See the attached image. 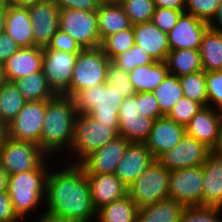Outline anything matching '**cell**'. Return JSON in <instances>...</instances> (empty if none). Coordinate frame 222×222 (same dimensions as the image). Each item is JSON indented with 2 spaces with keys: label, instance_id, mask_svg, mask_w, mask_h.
<instances>
[{
  "label": "cell",
  "instance_id": "1",
  "mask_svg": "<svg viewBox=\"0 0 222 222\" xmlns=\"http://www.w3.org/2000/svg\"><path fill=\"white\" fill-rule=\"evenodd\" d=\"M61 163L58 166L56 162L54 168L52 165L47 175L45 210L42 212L45 216L63 222L95 221L96 210L91 201V189L84 169L79 164L63 160Z\"/></svg>",
  "mask_w": 222,
  "mask_h": 222
},
{
  "label": "cell",
  "instance_id": "2",
  "mask_svg": "<svg viewBox=\"0 0 222 222\" xmlns=\"http://www.w3.org/2000/svg\"><path fill=\"white\" fill-rule=\"evenodd\" d=\"M76 116L77 112L71 96L55 94L52 98L46 100L40 148L48 156L55 158V162L56 159H63L61 156L67 154L70 150L74 137Z\"/></svg>",
  "mask_w": 222,
  "mask_h": 222
},
{
  "label": "cell",
  "instance_id": "3",
  "mask_svg": "<svg viewBox=\"0 0 222 222\" xmlns=\"http://www.w3.org/2000/svg\"><path fill=\"white\" fill-rule=\"evenodd\" d=\"M53 159V157L48 156L33 170L9 175L7 193L15 213L23 222L26 221L27 216L35 221V219L45 215L44 212L40 213L39 209H42L41 207L44 205L45 183L50 168L55 164L54 161H51ZM34 211L36 212L35 215H33Z\"/></svg>",
  "mask_w": 222,
  "mask_h": 222
},
{
  "label": "cell",
  "instance_id": "4",
  "mask_svg": "<svg viewBox=\"0 0 222 222\" xmlns=\"http://www.w3.org/2000/svg\"><path fill=\"white\" fill-rule=\"evenodd\" d=\"M118 126L119 124L99 123L88 114H77L73 142L69 155H63L64 162L79 164L90 153L118 137Z\"/></svg>",
  "mask_w": 222,
  "mask_h": 222
},
{
  "label": "cell",
  "instance_id": "5",
  "mask_svg": "<svg viewBox=\"0 0 222 222\" xmlns=\"http://www.w3.org/2000/svg\"><path fill=\"white\" fill-rule=\"evenodd\" d=\"M71 97L77 114H88L99 123L119 124L118 112L125 97L113 86L94 85Z\"/></svg>",
  "mask_w": 222,
  "mask_h": 222
},
{
  "label": "cell",
  "instance_id": "6",
  "mask_svg": "<svg viewBox=\"0 0 222 222\" xmlns=\"http://www.w3.org/2000/svg\"><path fill=\"white\" fill-rule=\"evenodd\" d=\"M170 170L157 159L128 186V196L138 208L169 198Z\"/></svg>",
  "mask_w": 222,
  "mask_h": 222
},
{
  "label": "cell",
  "instance_id": "7",
  "mask_svg": "<svg viewBox=\"0 0 222 222\" xmlns=\"http://www.w3.org/2000/svg\"><path fill=\"white\" fill-rule=\"evenodd\" d=\"M47 157L34 143L14 140L5 134L0 140V165L8 175L33 170Z\"/></svg>",
  "mask_w": 222,
  "mask_h": 222
},
{
  "label": "cell",
  "instance_id": "8",
  "mask_svg": "<svg viewBox=\"0 0 222 222\" xmlns=\"http://www.w3.org/2000/svg\"><path fill=\"white\" fill-rule=\"evenodd\" d=\"M111 60L101 47L86 48L77 54L70 84V96L94 85L106 83V70Z\"/></svg>",
  "mask_w": 222,
  "mask_h": 222
},
{
  "label": "cell",
  "instance_id": "9",
  "mask_svg": "<svg viewBox=\"0 0 222 222\" xmlns=\"http://www.w3.org/2000/svg\"><path fill=\"white\" fill-rule=\"evenodd\" d=\"M59 29L69 34L83 49L101 47L97 10H60Z\"/></svg>",
  "mask_w": 222,
  "mask_h": 222
},
{
  "label": "cell",
  "instance_id": "10",
  "mask_svg": "<svg viewBox=\"0 0 222 222\" xmlns=\"http://www.w3.org/2000/svg\"><path fill=\"white\" fill-rule=\"evenodd\" d=\"M46 100L27 101L16 118L4 128V134L14 140L31 142L40 147Z\"/></svg>",
  "mask_w": 222,
  "mask_h": 222
},
{
  "label": "cell",
  "instance_id": "11",
  "mask_svg": "<svg viewBox=\"0 0 222 222\" xmlns=\"http://www.w3.org/2000/svg\"><path fill=\"white\" fill-rule=\"evenodd\" d=\"M77 54L43 49L42 72L54 94L70 96V84Z\"/></svg>",
  "mask_w": 222,
  "mask_h": 222
},
{
  "label": "cell",
  "instance_id": "12",
  "mask_svg": "<svg viewBox=\"0 0 222 222\" xmlns=\"http://www.w3.org/2000/svg\"><path fill=\"white\" fill-rule=\"evenodd\" d=\"M203 182L202 165L170 171L169 198L185 207H201Z\"/></svg>",
  "mask_w": 222,
  "mask_h": 222
},
{
  "label": "cell",
  "instance_id": "13",
  "mask_svg": "<svg viewBox=\"0 0 222 222\" xmlns=\"http://www.w3.org/2000/svg\"><path fill=\"white\" fill-rule=\"evenodd\" d=\"M118 118V135L129 142L136 143H145L155 122V119L140 115L136 94L124 98L119 108Z\"/></svg>",
  "mask_w": 222,
  "mask_h": 222
},
{
  "label": "cell",
  "instance_id": "14",
  "mask_svg": "<svg viewBox=\"0 0 222 222\" xmlns=\"http://www.w3.org/2000/svg\"><path fill=\"white\" fill-rule=\"evenodd\" d=\"M210 148L185 133L181 141L171 150L163 153L157 160L170 171L201 166Z\"/></svg>",
  "mask_w": 222,
  "mask_h": 222
},
{
  "label": "cell",
  "instance_id": "15",
  "mask_svg": "<svg viewBox=\"0 0 222 222\" xmlns=\"http://www.w3.org/2000/svg\"><path fill=\"white\" fill-rule=\"evenodd\" d=\"M32 20L36 47L46 48L59 30V11L54 0H45L26 6Z\"/></svg>",
  "mask_w": 222,
  "mask_h": 222
},
{
  "label": "cell",
  "instance_id": "16",
  "mask_svg": "<svg viewBox=\"0 0 222 222\" xmlns=\"http://www.w3.org/2000/svg\"><path fill=\"white\" fill-rule=\"evenodd\" d=\"M130 143L127 139L118 136L102 148L90 153L79 165L85 173L114 174Z\"/></svg>",
  "mask_w": 222,
  "mask_h": 222
},
{
  "label": "cell",
  "instance_id": "17",
  "mask_svg": "<svg viewBox=\"0 0 222 222\" xmlns=\"http://www.w3.org/2000/svg\"><path fill=\"white\" fill-rule=\"evenodd\" d=\"M208 28L209 23L183 12L177 24L167 33L170 51L184 48L199 50L203 35Z\"/></svg>",
  "mask_w": 222,
  "mask_h": 222
},
{
  "label": "cell",
  "instance_id": "18",
  "mask_svg": "<svg viewBox=\"0 0 222 222\" xmlns=\"http://www.w3.org/2000/svg\"><path fill=\"white\" fill-rule=\"evenodd\" d=\"M222 111L210 106L202 107L185 126L186 134L215 149L219 142Z\"/></svg>",
  "mask_w": 222,
  "mask_h": 222
},
{
  "label": "cell",
  "instance_id": "19",
  "mask_svg": "<svg viewBox=\"0 0 222 222\" xmlns=\"http://www.w3.org/2000/svg\"><path fill=\"white\" fill-rule=\"evenodd\" d=\"M202 170L204 184L201 207L222 209V154L210 149Z\"/></svg>",
  "mask_w": 222,
  "mask_h": 222
},
{
  "label": "cell",
  "instance_id": "20",
  "mask_svg": "<svg viewBox=\"0 0 222 222\" xmlns=\"http://www.w3.org/2000/svg\"><path fill=\"white\" fill-rule=\"evenodd\" d=\"M185 127L169 119L167 116L157 118L153 124L145 145L154 159L174 148L185 135Z\"/></svg>",
  "mask_w": 222,
  "mask_h": 222
},
{
  "label": "cell",
  "instance_id": "21",
  "mask_svg": "<svg viewBox=\"0 0 222 222\" xmlns=\"http://www.w3.org/2000/svg\"><path fill=\"white\" fill-rule=\"evenodd\" d=\"M153 160L154 157L145 143L131 142L119 161L114 174L128 187Z\"/></svg>",
  "mask_w": 222,
  "mask_h": 222
},
{
  "label": "cell",
  "instance_id": "22",
  "mask_svg": "<svg viewBox=\"0 0 222 222\" xmlns=\"http://www.w3.org/2000/svg\"><path fill=\"white\" fill-rule=\"evenodd\" d=\"M86 177L91 189V201L96 211L128 195V187L115 174L86 173Z\"/></svg>",
  "mask_w": 222,
  "mask_h": 222
},
{
  "label": "cell",
  "instance_id": "23",
  "mask_svg": "<svg viewBox=\"0 0 222 222\" xmlns=\"http://www.w3.org/2000/svg\"><path fill=\"white\" fill-rule=\"evenodd\" d=\"M43 48L21 47L2 66L5 81L14 82L33 72L42 71Z\"/></svg>",
  "mask_w": 222,
  "mask_h": 222
},
{
  "label": "cell",
  "instance_id": "24",
  "mask_svg": "<svg viewBox=\"0 0 222 222\" xmlns=\"http://www.w3.org/2000/svg\"><path fill=\"white\" fill-rule=\"evenodd\" d=\"M134 41L156 62L166 61L170 52L167 33L157 28L151 21L134 25Z\"/></svg>",
  "mask_w": 222,
  "mask_h": 222
},
{
  "label": "cell",
  "instance_id": "25",
  "mask_svg": "<svg viewBox=\"0 0 222 222\" xmlns=\"http://www.w3.org/2000/svg\"><path fill=\"white\" fill-rule=\"evenodd\" d=\"M5 33L20 47L35 46L32 20L27 7L5 3Z\"/></svg>",
  "mask_w": 222,
  "mask_h": 222
},
{
  "label": "cell",
  "instance_id": "26",
  "mask_svg": "<svg viewBox=\"0 0 222 222\" xmlns=\"http://www.w3.org/2000/svg\"><path fill=\"white\" fill-rule=\"evenodd\" d=\"M97 18L101 42L107 36L133 26L117 0L102 2L97 9Z\"/></svg>",
  "mask_w": 222,
  "mask_h": 222
},
{
  "label": "cell",
  "instance_id": "27",
  "mask_svg": "<svg viewBox=\"0 0 222 222\" xmlns=\"http://www.w3.org/2000/svg\"><path fill=\"white\" fill-rule=\"evenodd\" d=\"M166 62L153 61L140 65L129 72V79L136 93L152 92L167 76Z\"/></svg>",
  "mask_w": 222,
  "mask_h": 222
},
{
  "label": "cell",
  "instance_id": "28",
  "mask_svg": "<svg viewBox=\"0 0 222 222\" xmlns=\"http://www.w3.org/2000/svg\"><path fill=\"white\" fill-rule=\"evenodd\" d=\"M185 206L167 198L138 209L137 222H180Z\"/></svg>",
  "mask_w": 222,
  "mask_h": 222
},
{
  "label": "cell",
  "instance_id": "29",
  "mask_svg": "<svg viewBox=\"0 0 222 222\" xmlns=\"http://www.w3.org/2000/svg\"><path fill=\"white\" fill-rule=\"evenodd\" d=\"M202 69L205 72L222 70V32L208 28L200 45Z\"/></svg>",
  "mask_w": 222,
  "mask_h": 222
},
{
  "label": "cell",
  "instance_id": "30",
  "mask_svg": "<svg viewBox=\"0 0 222 222\" xmlns=\"http://www.w3.org/2000/svg\"><path fill=\"white\" fill-rule=\"evenodd\" d=\"M165 62L169 74L177 77L203 70L199 50L187 48L171 50Z\"/></svg>",
  "mask_w": 222,
  "mask_h": 222
},
{
  "label": "cell",
  "instance_id": "31",
  "mask_svg": "<svg viewBox=\"0 0 222 222\" xmlns=\"http://www.w3.org/2000/svg\"><path fill=\"white\" fill-rule=\"evenodd\" d=\"M26 102L14 82L5 81L0 88V125L5 128L12 122Z\"/></svg>",
  "mask_w": 222,
  "mask_h": 222
},
{
  "label": "cell",
  "instance_id": "32",
  "mask_svg": "<svg viewBox=\"0 0 222 222\" xmlns=\"http://www.w3.org/2000/svg\"><path fill=\"white\" fill-rule=\"evenodd\" d=\"M138 209L127 195L98 209L95 222H137Z\"/></svg>",
  "mask_w": 222,
  "mask_h": 222
},
{
  "label": "cell",
  "instance_id": "33",
  "mask_svg": "<svg viewBox=\"0 0 222 222\" xmlns=\"http://www.w3.org/2000/svg\"><path fill=\"white\" fill-rule=\"evenodd\" d=\"M14 84L27 101L48 100L55 95L49 88L42 71L17 79Z\"/></svg>",
  "mask_w": 222,
  "mask_h": 222
},
{
  "label": "cell",
  "instance_id": "34",
  "mask_svg": "<svg viewBox=\"0 0 222 222\" xmlns=\"http://www.w3.org/2000/svg\"><path fill=\"white\" fill-rule=\"evenodd\" d=\"M152 93L157 99L160 111L164 116H167L173 106L184 96L179 77L169 73Z\"/></svg>",
  "mask_w": 222,
  "mask_h": 222
},
{
  "label": "cell",
  "instance_id": "35",
  "mask_svg": "<svg viewBox=\"0 0 222 222\" xmlns=\"http://www.w3.org/2000/svg\"><path fill=\"white\" fill-rule=\"evenodd\" d=\"M179 81L184 96L200 103L203 107L208 106L206 72L204 70L180 76Z\"/></svg>",
  "mask_w": 222,
  "mask_h": 222
},
{
  "label": "cell",
  "instance_id": "36",
  "mask_svg": "<svg viewBox=\"0 0 222 222\" xmlns=\"http://www.w3.org/2000/svg\"><path fill=\"white\" fill-rule=\"evenodd\" d=\"M135 45L134 25L131 28L121 30L107 36L101 43V48L112 61L116 56L128 51Z\"/></svg>",
  "mask_w": 222,
  "mask_h": 222
},
{
  "label": "cell",
  "instance_id": "37",
  "mask_svg": "<svg viewBox=\"0 0 222 222\" xmlns=\"http://www.w3.org/2000/svg\"><path fill=\"white\" fill-rule=\"evenodd\" d=\"M132 25L149 22L155 11L153 0H117Z\"/></svg>",
  "mask_w": 222,
  "mask_h": 222
},
{
  "label": "cell",
  "instance_id": "38",
  "mask_svg": "<svg viewBox=\"0 0 222 222\" xmlns=\"http://www.w3.org/2000/svg\"><path fill=\"white\" fill-rule=\"evenodd\" d=\"M112 62L129 73L140 65L152 63L153 59L148 55L147 51H143L140 46L135 44L128 51L116 56Z\"/></svg>",
  "mask_w": 222,
  "mask_h": 222
},
{
  "label": "cell",
  "instance_id": "39",
  "mask_svg": "<svg viewBox=\"0 0 222 222\" xmlns=\"http://www.w3.org/2000/svg\"><path fill=\"white\" fill-rule=\"evenodd\" d=\"M106 84L122 92L125 98L136 94L129 79V73L119 68L112 61L107 66Z\"/></svg>",
  "mask_w": 222,
  "mask_h": 222
},
{
  "label": "cell",
  "instance_id": "40",
  "mask_svg": "<svg viewBox=\"0 0 222 222\" xmlns=\"http://www.w3.org/2000/svg\"><path fill=\"white\" fill-rule=\"evenodd\" d=\"M202 107L200 103L183 96L173 106L167 117L185 127Z\"/></svg>",
  "mask_w": 222,
  "mask_h": 222
},
{
  "label": "cell",
  "instance_id": "41",
  "mask_svg": "<svg viewBox=\"0 0 222 222\" xmlns=\"http://www.w3.org/2000/svg\"><path fill=\"white\" fill-rule=\"evenodd\" d=\"M221 0H185V12L210 23L215 17Z\"/></svg>",
  "mask_w": 222,
  "mask_h": 222
},
{
  "label": "cell",
  "instance_id": "42",
  "mask_svg": "<svg viewBox=\"0 0 222 222\" xmlns=\"http://www.w3.org/2000/svg\"><path fill=\"white\" fill-rule=\"evenodd\" d=\"M221 215V208L186 207L180 222H222Z\"/></svg>",
  "mask_w": 222,
  "mask_h": 222
},
{
  "label": "cell",
  "instance_id": "43",
  "mask_svg": "<svg viewBox=\"0 0 222 222\" xmlns=\"http://www.w3.org/2000/svg\"><path fill=\"white\" fill-rule=\"evenodd\" d=\"M208 106L222 111V70L206 72Z\"/></svg>",
  "mask_w": 222,
  "mask_h": 222
},
{
  "label": "cell",
  "instance_id": "44",
  "mask_svg": "<svg viewBox=\"0 0 222 222\" xmlns=\"http://www.w3.org/2000/svg\"><path fill=\"white\" fill-rule=\"evenodd\" d=\"M184 10H173L168 8H155L151 22L160 30L169 33L177 24Z\"/></svg>",
  "mask_w": 222,
  "mask_h": 222
},
{
  "label": "cell",
  "instance_id": "45",
  "mask_svg": "<svg viewBox=\"0 0 222 222\" xmlns=\"http://www.w3.org/2000/svg\"><path fill=\"white\" fill-rule=\"evenodd\" d=\"M136 102H138L139 113L143 117L157 119L164 117L160 111V106L152 92L136 93Z\"/></svg>",
  "mask_w": 222,
  "mask_h": 222
},
{
  "label": "cell",
  "instance_id": "46",
  "mask_svg": "<svg viewBox=\"0 0 222 222\" xmlns=\"http://www.w3.org/2000/svg\"><path fill=\"white\" fill-rule=\"evenodd\" d=\"M56 51H64L71 54H78L83 50L78 42H76L69 34L58 30L52 37L51 42L46 48Z\"/></svg>",
  "mask_w": 222,
  "mask_h": 222
},
{
  "label": "cell",
  "instance_id": "47",
  "mask_svg": "<svg viewBox=\"0 0 222 222\" xmlns=\"http://www.w3.org/2000/svg\"><path fill=\"white\" fill-rule=\"evenodd\" d=\"M60 10L75 9L92 11L97 10L102 2L100 0H54Z\"/></svg>",
  "mask_w": 222,
  "mask_h": 222
},
{
  "label": "cell",
  "instance_id": "48",
  "mask_svg": "<svg viewBox=\"0 0 222 222\" xmlns=\"http://www.w3.org/2000/svg\"><path fill=\"white\" fill-rule=\"evenodd\" d=\"M0 222H22L13 209L7 191L0 193Z\"/></svg>",
  "mask_w": 222,
  "mask_h": 222
},
{
  "label": "cell",
  "instance_id": "49",
  "mask_svg": "<svg viewBox=\"0 0 222 222\" xmlns=\"http://www.w3.org/2000/svg\"><path fill=\"white\" fill-rule=\"evenodd\" d=\"M20 48L5 32L0 34V65H3Z\"/></svg>",
  "mask_w": 222,
  "mask_h": 222
},
{
  "label": "cell",
  "instance_id": "50",
  "mask_svg": "<svg viewBox=\"0 0 222 222\" xmlns=\"http://www.w3.org/2000/svg\"><path fill=\"white\" fill-rule=\"evenodd\" d=\"M155 8L185 10V0H153Z\"/></svg>",
  "mask_w": 222,
  "mask_h": 222
},
{
  "label": "cell",
  "instance_id": "51",
  "mask_svg": "<svg viewBox=\"0 0 222 222\" xmlns=\"http://www.w3.org/2000/svg\"><path fill=\"white\" fill-rule=\"evenodd\" d=\"M209 28L222 32V0L219 3L215 17L209 23Z\"/></svg>",
  "mask_w": 222,
  "mask_h": 222
},
{
  "label": "cell",
  "instance_id": "52",
  "mask_svg": "<svg viewBox=\"0 0 222 222\" xmlns=\"http://www.w3.org/2000/svg\"><path fill=\"white\" fill-rule=\"evenodd\" d=\"M9 175L5 169L0 165V193L6 192L8 187Z\"/></svg>",
  "mask_w": 222,
  "mask_h": 222
},
{
  "label": "cell",
  "instance_id": "53",
  "mask_svg": "<svg viewBox=\"0 0 222 222\" xmlns=\"http://www.w3.org/2000/svg\"><path fill=\"white\" fill-rule=\"evenodd\" d=\"M4 3L13 5V6H28L37 2L45 1V0H3Z\"/></svg>",
  "mask_w": 222,
  "mask_h": 222
},
{
  "label": "cell",
  "instance_id": "54",
  "mask_svg": "<svg viewBox=\"0 0 222 222\" xmlns=\"http://www.w3.org/2000/svg\"><path fill=\"white\" fill-rule=\"evenodd\" d=\"M5 24H6V18H5V3L0 7V34H3L5 32Z\"/></svg>",
  "mask_w": 222,
  "mask_h": 222
},
{
  "label": "cell",
  "instance_id": "55",
  "mask_svg": "<svg viewBox=\"0 0 222 222\" xmlns=\"http://www.w3.org/2000/svg\"><path fill=\"white\" fill-rule=\"evenodd\" d=\"M32 222H63V221L55 220L53 218L44 215Z\"/></svg>",
  "mask_w": 222,
  "mask_h": 222
},
{
  "label": "cell",
  "instance_id": "56",
  "mask_svg": "<svg viewBox=\"0 0 222 222\" xmlns=\"http://www.w3.org/2000/svg\"><path fill=\"white\" fill-rule=\"evenodd\" d=\"M215 150H217L220 154H222V124H221V128H220L219 142H218V145L215 148Z\"/></svg>",
  "mask_w": 222,
  "mask_h": 222
},
{
  "label": "cell",
  "instance_id": "57",
  "mask_svg": "<svg viewBox=\"0 0 222 222\" xmlns=\"http://www.w3.org/2000/svg\"><path fill=\"white\" fill-rule=\"evenodd\" d=\"M5 82L4 72H3V66L0 65V88Z\"/></svg>",
  "mask_w": 222,
  "mask_h": 222
},
{
  "label": "cell",
  "instance_id": "58",
  "mask_svg": "<svg viewBox=\"0 0 222 222\" xmlns=\"http://www.w3.org/2000/svg\"><path fill=\"white\" fill-rule=\"evenodd\" d=\"M4 134V128L0 125V140Z\"/></svg>",
  "mask_w": 222,
  "mask_h": 222
},
{
  "label": "cell",
  "instance_id": "59",
  "mask_svg": "<svg viewBox=\"0 0 222 222\" xmlns=\"http://www.w3.org/2000/svg\"><path fill=\"white\" fill-rule=\"evenodd\" d=\"M101 2H113V1H116V0H100Z\"/></svg>",
  "mask_w": 222,
  "mask_h": 222
},
{
  "label": "cell",
  "instance_id": "60",
  "mask_svg": "<svg viewBox=\"0 0 222 222\" xmlns=\"http://www.w3.org/2000/svg\"><path fill=\"white\" fill-rule=\"evenodd\" d=\"M4 4L3 0H0V7Z\"/></svg>",
  "mask_w": 222,
  "mask_h": 222
}]
</instances>
